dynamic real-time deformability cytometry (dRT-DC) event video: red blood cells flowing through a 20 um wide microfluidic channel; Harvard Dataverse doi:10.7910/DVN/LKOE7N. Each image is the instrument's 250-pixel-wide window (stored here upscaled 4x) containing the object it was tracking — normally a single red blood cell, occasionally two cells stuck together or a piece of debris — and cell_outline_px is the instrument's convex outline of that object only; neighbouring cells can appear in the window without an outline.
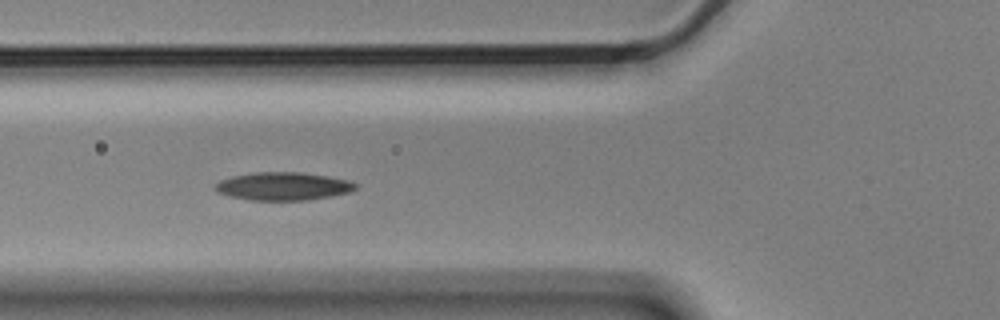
{"species": "Egyptian fruit bat (a non-hibernating species)", "species_latin": "Rousettus aegyptiacus", "temperature_condition": "cold", "stored_images_in_passage": 5, "camera_frame_rate_fps": 3000, "um_per_image_px": 0.085, "animal": {"sex": "male"}, "frame": {"image": 1, "passage_image": 5, "time_ms": 1.333, "image_size_px": [1000, 320], "cell_outline_px": [[356, 188], [348, 192], [308, 200], [252, 200], [228, 196], [216, 192], [212, 188], [220, 180], [232, 176], [256, 172], [300, 172], [328, 176], [348, 180], [356, 184]], "centroid_in_image_um": [24.0, 15.83], "position_along_channel_um": 101.8, "area_um2": 22.83}}